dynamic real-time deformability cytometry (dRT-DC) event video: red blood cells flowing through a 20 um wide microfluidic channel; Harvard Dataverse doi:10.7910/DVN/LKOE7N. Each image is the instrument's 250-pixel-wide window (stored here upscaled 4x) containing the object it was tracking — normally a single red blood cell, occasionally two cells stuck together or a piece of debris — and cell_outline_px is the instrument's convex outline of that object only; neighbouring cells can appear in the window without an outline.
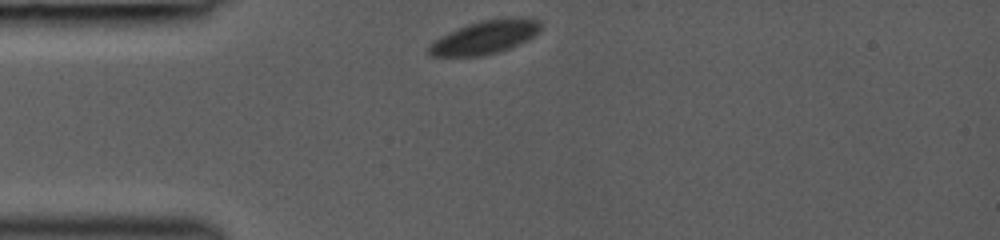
{"species": "common noctule bat (a hibernating species)", "species_latin": "Nyctalus noctula", "temperature_condition": "room temperature", "stored_images_in_passage": 5, "camera_frame_rate_fps": 3000, "um_per_image_px": 0.085, "animal": {"sex": "female", "body_mass_g": 19.0, "forearm_length_mm": 53.3}, "frame": {"image": 1, "passage_image": 1, "time_ms": 0.0, "image_size_px": [1000, 240], "cell_outline_px": [[540, 32], [528, 40], [520, 44], [500, 52], [480, 56], [432, 56], [428, 52], [428, 48], [432, 40], [448, 32], [468, 24], [480, 20], [504, 16], [524, 16], [540, 20]], "centroid_in_image_um": [41.27, 3.13], "position_along_channel_um": 43.7, "area_um2": 22.37}}
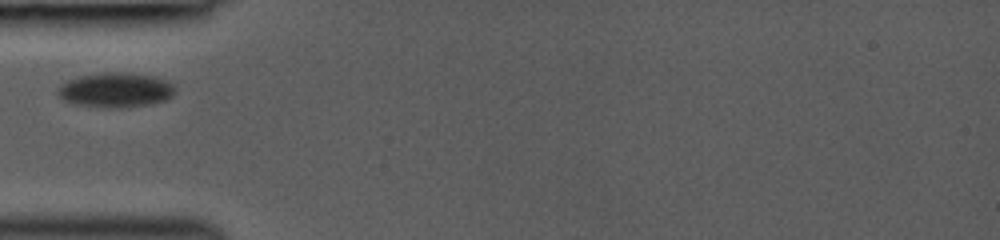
{"frame": {"image": 2, "passage_image": 3, "time_ms": 1.333, "image_size_px": [1000, 240], "cell_outline_px": [[176, 92], [172, 96], [164, 100], [152, 104], [124, 108], [108, 108], [76, 104], [64, 100], [56, 92], [56, 88], [60, 84], [68, 80], [80, 76], [108, 72], [124, 72], [152, 76], [168, 80], [176, 88]], "centroid_in_image_um": [9.85, 7.66], "position_along_channel_um": 75.2, "area_um2": 23.93}}
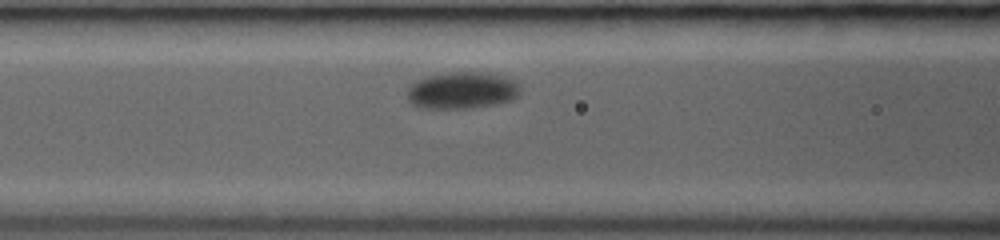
{"frame": {"image": 3, "passage_image": 5, "time_ms": 2.667, "image_size_px": [1000, 240], "cell_outline_px": [[520, 92], [512, 100], [496, 104], [472, 108], [420, 108], [412, 104], [408, 100], [408, 88], [416, 80], [428, 76], [448, 72], [480, 72], [504, 76], [520, 84]], "centroid_in_image_um": [39.27, 7.69], "position_along_channel_um": 127.3, "area_um2": 24.33}}